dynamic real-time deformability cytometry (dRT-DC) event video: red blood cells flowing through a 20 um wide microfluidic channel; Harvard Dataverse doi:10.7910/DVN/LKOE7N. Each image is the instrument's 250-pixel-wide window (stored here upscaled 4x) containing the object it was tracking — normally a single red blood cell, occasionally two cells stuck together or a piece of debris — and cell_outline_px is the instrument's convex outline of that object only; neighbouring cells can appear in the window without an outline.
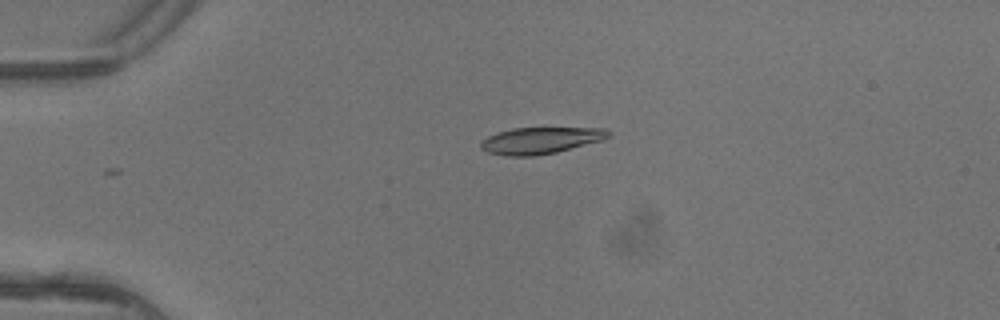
{"species": "common noctule bat (a hibernating species)", "species_latin": "Nyctalus noctula", "temperature_condition": "warm", "stored_images_in_passage": 3, "camera_frame_rate_fps": 3000, "um_per_image_px": 0.085, "animal": {"sex": "female"}, "frame": {"image": 1, "passage_image": 3, "time_ms": 0.667, "image_size_px": [1000, 320], "cell_outline_px": [[612, 136], [604, 140], [556, 152], [536, 156], [504, 156], [488, 152], [480, 148], [480, 140], [496, 132], [512, 128], [604, 128], [612, 132]], "centroid_in_image_um": [45.95, 11.94], "position_along_channel_um": 39.0, "area_um2": 20.06}}